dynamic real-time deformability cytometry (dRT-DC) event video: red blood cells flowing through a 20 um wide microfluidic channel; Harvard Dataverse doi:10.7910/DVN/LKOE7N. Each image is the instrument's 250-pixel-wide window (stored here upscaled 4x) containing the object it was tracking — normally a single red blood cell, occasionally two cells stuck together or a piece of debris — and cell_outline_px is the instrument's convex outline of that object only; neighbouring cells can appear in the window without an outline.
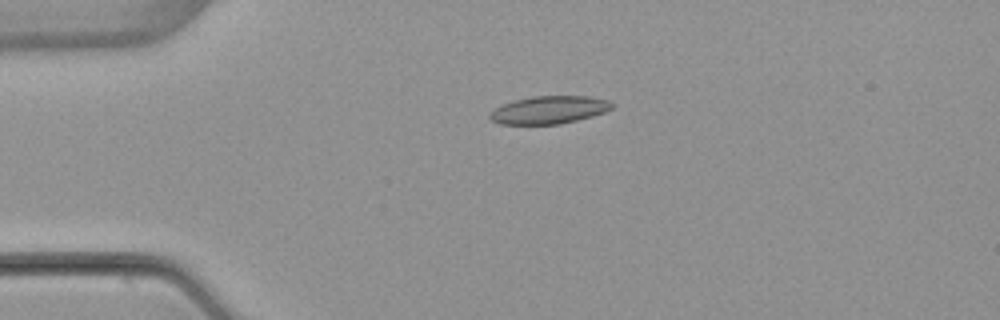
{"species": "common noctule bat (a hibernating species)", "species_latin": "Nyctalus noctula", "temperature_condition": "warm", "stored_images_in_passage": 6, "camera_frame_rate_fps": 3000, "um_per_image_px": 0.085, "animal": {"sex": "female", "body_mass_g": 22.7, "forearm_length_mm": 54.2}, "frame": {"image": 1, "passage_image": 4, "time_ms": 3.667, "image_size_px": [1000, 320], "cell_outline_px": [[616, 104], [612, 108], [604, 112], [592, 116], [560, 124], [500, 124], [492, 120], [488, 116], [496, 108], [504, 104], [516, 100], [532, 96], [592, 96], [608, 100]], "centroid_in_image_um": [46.73, 9.33], "position_along_channel_um": 38.3, "area_um2": 19.65}}
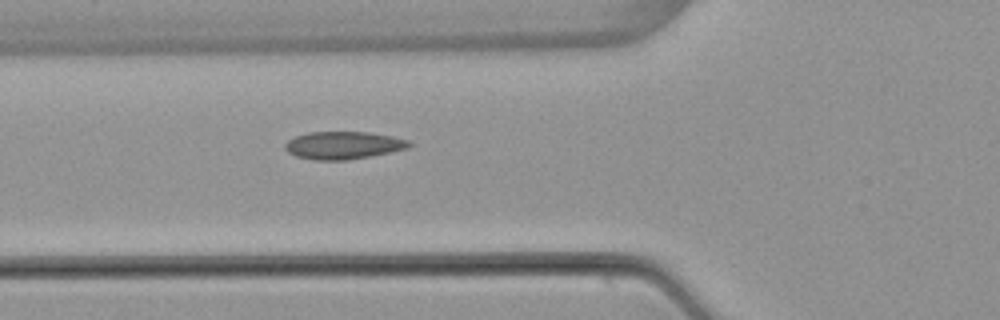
{"frame": {"image": 2, "passage_image": 6, "time_ms": 6.0, "image_size_px": [1000, 320], "cell_outline_px": [[412, 144], [408, 148], [348, 160], [312, 160], [296, 156], [288, 152], [284, 148], [284, 144], [288, 140], [296, 136], [308, 132], [368, 132], [392, 136], [408, 140]], "centroid_in_image_um": [29.14, 12.35], "position_along_channel_um": 96.7, "area_um2": 19.88}}